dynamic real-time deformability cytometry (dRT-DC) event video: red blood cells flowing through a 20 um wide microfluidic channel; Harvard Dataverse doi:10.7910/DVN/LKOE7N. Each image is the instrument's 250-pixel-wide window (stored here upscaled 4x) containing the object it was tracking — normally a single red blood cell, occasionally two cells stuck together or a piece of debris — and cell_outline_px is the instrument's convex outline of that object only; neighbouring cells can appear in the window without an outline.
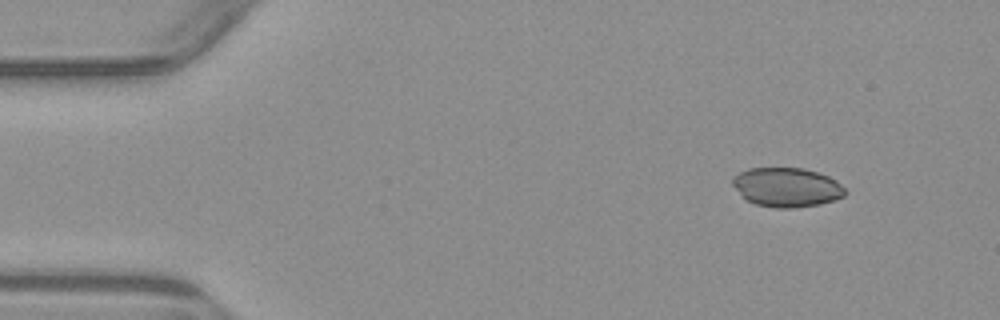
{"species": "common noctule bat (a hibernating species)", "species_latin": "Nyctalus noctula", "temperature_condition": "warm", "stored_images_in_passage": 4, "camera_frame_rate_fps": 3000, "um_per_image_px": 0.085, "animal": {"sex": "male", "body_mass_g": 23.1, "forearm_length_mm": 52.7}, "frame": {"image": 1, "passage_image": 1, "time_ms": 0.0, "image_size_px": [1000, 320], "cell_outline_px": [[848, 192], [844, 196], [836, 200], [820, 204], [792, 208], [776, 208], [756, 204], [748, 200], [732, 184], [732, 176], [748, 168], [804, 168], [828, 176], [836, 180]], "centroid_in_image_um": [66.9, 15.91], "position_along_channel_um": 18.1, "area_um2": 25.66}}
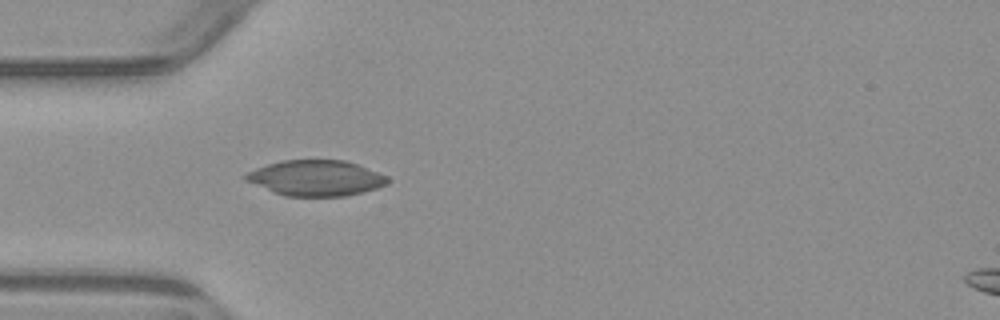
{"frame": {"image": 2, "passage_image": 4, "time_ms": 3.333, "image_size_px": [1000, 320], "cell_outline_px": [[392, 180], [388, 184], [364, 192], [348, 196], [284, 196], [272, 192], [244, 180], [244, 176], [248, 172], [256, 168], [280, 160], [344, 160], [356, 164], [388, 176]], "centroid_in_image_um": [26.86, 15.14], "position_along_channel_um": 58.1, "area_um2": 29.59}}